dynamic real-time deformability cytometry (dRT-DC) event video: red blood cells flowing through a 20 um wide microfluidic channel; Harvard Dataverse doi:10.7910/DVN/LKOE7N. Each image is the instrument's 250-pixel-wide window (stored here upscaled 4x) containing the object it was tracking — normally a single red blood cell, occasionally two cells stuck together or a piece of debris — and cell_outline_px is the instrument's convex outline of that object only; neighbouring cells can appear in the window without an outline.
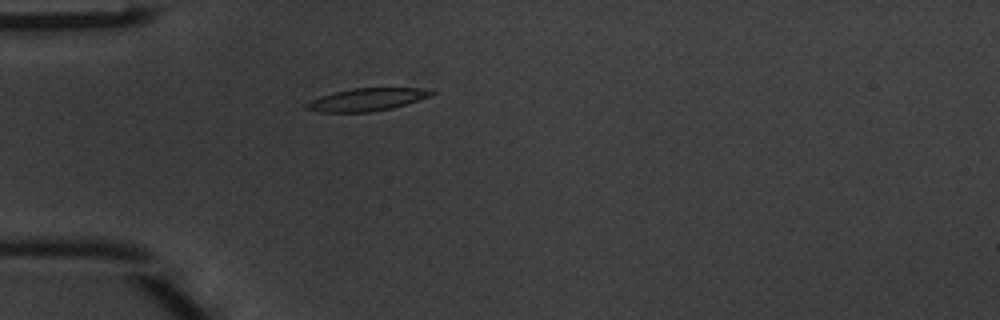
{"species": "common noctule bat (a hibernating species)", "species_latin": "Nyctalus noctula", "temperature_condition": "warm", "stored_images_in_passage": 33, "camera_frame_rate_fps": 3000, "um_per_image_px": 0.085, "animal": {"sex": "male", "body_mass_g": 20.1, "forearm_length_mm": 53.5}, "frame": {"image": 1, "passage_image": 1, "time_ms": 0.0, "image_size_px": [1000, 320], "cell_outline_px": [[436, 92], [432, 96], [392, 108], [372, 112], [320, 112], [304, 108], [304, 104], [320, 96], [352, 88], [420, 88]], "centroid_in_image_um": [31.18, 8.47], "position_along_channel_um": 53.8, "area_um2": 16.42}}
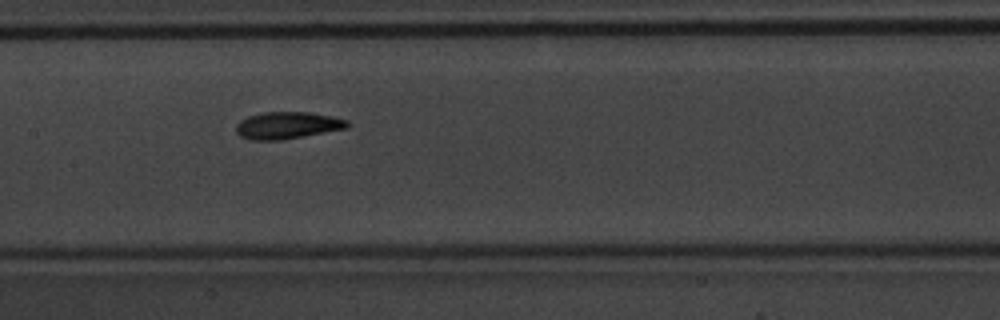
{"frame": {"image": 2, "passage_image": 11, "time_ms": 3.333, "image_size_px": [1000, 320], "cell_outline_px": [[352, 124], [348, 128], [284, 140], [248, 140], [240, 136], [236, 132], [236, 124], [240, 120], [248, 116], [264, 112], [308, 112], [332, 116], [348, 120]], "centroid_in_image_um": [24.45, 10.66], "position_along_channel_um": 183.0, "area_um2": 17.8}}
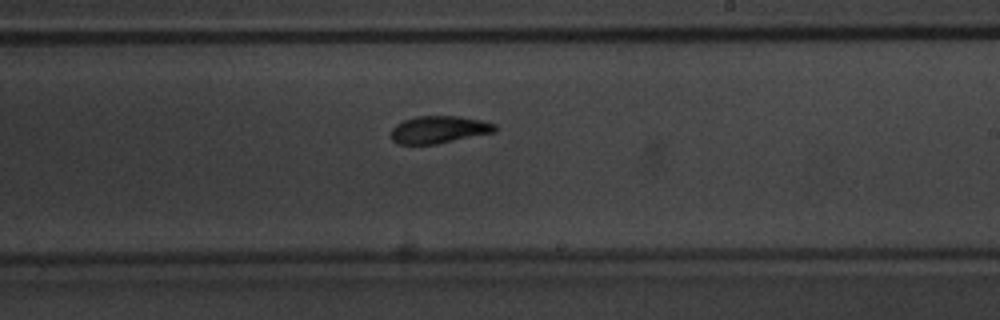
{"frame": {"image": 3, "passage_image": 16, "time_ms": 5.0, "image_size_px": [1000, 320], "cell_outline_px": [[496, 132], [436, 144], [396, 144], [392, 140], [392, 128], [396, 124], [404, 120], [416, 116], [460, 116], [480, 120], [496, 124]], "centroid_in_image_um": [37.31, 11.01], "position_along_channel_um": 251.7, "area_um2": 16.59}, "authors_computed_cell_mechanics": {"area_um2": 16.4152, "velocity_mm_per_s": 4.1382, "shape_relaxation_time_tau1_ms": 2.8604, "shape_relaxation_time_tau2_ms": 1.8735, "deformation_change_tau1": 0.1407, "deformation_change_tau2": 0.0849}}